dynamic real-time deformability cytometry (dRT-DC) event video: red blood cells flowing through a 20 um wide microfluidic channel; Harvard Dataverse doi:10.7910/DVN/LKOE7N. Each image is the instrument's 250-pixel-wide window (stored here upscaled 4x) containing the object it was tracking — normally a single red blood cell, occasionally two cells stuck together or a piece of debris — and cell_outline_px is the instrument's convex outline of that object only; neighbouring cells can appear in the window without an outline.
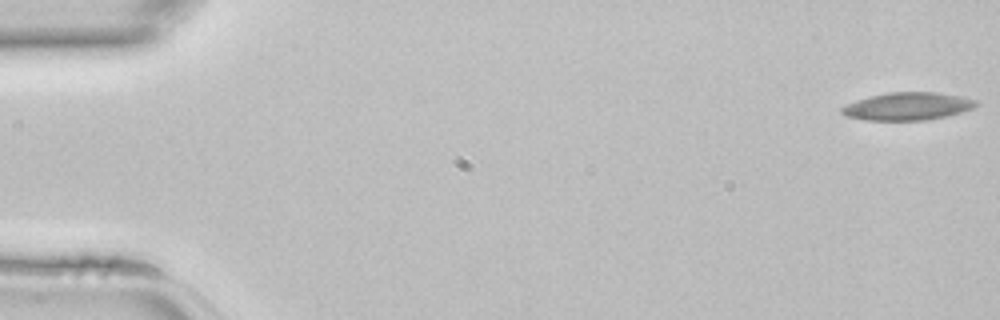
{"species": "common noctule bat (a hibernating species)", "species_latin": "Nyctalus noctula", "temperature_condition": "room temperature", "stored_images_in_passage": 45, "camera_frame_rate_fps": 3000, "um_per_image_px": 0.085, "animal": {"sex": "female", "body_mass_g": 22.7, "forearm_length_mm": 54.2}, "frame": {"image": 1, "passage_image": 1, "time_ms": 0.0, "image_size_px": [1000, 320], "cell_outline_px": [[980, 104], [976, 108], [948, 116], [928, 120], [864, 120], [844, 116], [840, 112], [840, 108], [856, 100], [888, 92], [936, 92], [960, 96], [976, 100]], "centroid_in_image_um": [77.18, 9.04], "position_along_channel_um": 7.8, "area_um2": 21.91}}
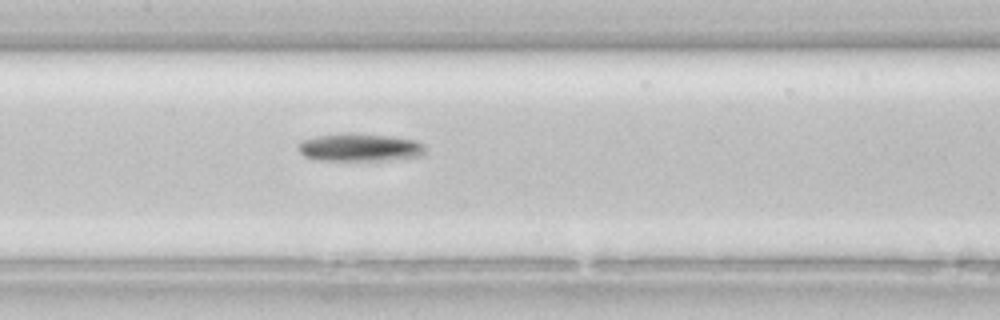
{"frame": {"image": 2, "passage_image": 22, "time_ms": 7.0, "image_size_px": [1000, 320], "cell_outline_px": [[424, 156], [396, 160], [312, 160], [304, 156], [296, 148], [296, 144], [300, 140], [320, 136], [392, 136], [416, 140], [424, 144]], "centroid_in_image_um": [30.6, 12.59], "position_along_channel_um": 176.8, "area_um2": 20.06}}
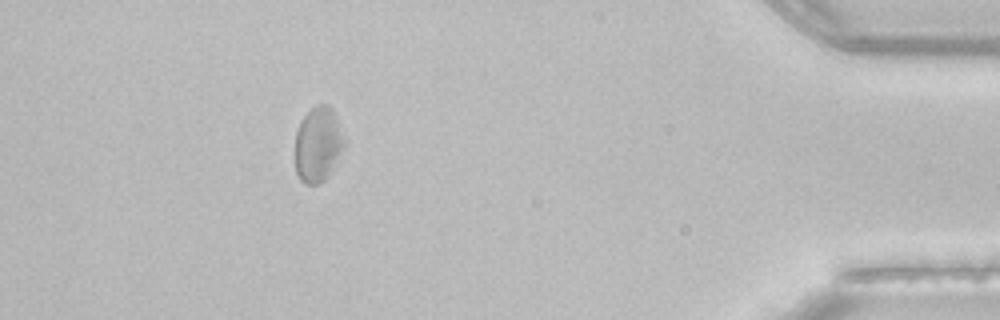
{"frame": {"image": 3, "passage_image": 41, "time_ms": 13.333, "image_size_px": [1000, 320], "cell_outline_px": [[344, 148], [328, 176], [320, 184], [304, 184], [300, 180], [296, 172], [296, 132], [304, 116], [316, 104], [328, 104], [332, 108], [344, 140]], "centroid_in_image_um": [27.02, 12.3], "position_along_channel_um": 408.2, "area_um2": 21.21}}